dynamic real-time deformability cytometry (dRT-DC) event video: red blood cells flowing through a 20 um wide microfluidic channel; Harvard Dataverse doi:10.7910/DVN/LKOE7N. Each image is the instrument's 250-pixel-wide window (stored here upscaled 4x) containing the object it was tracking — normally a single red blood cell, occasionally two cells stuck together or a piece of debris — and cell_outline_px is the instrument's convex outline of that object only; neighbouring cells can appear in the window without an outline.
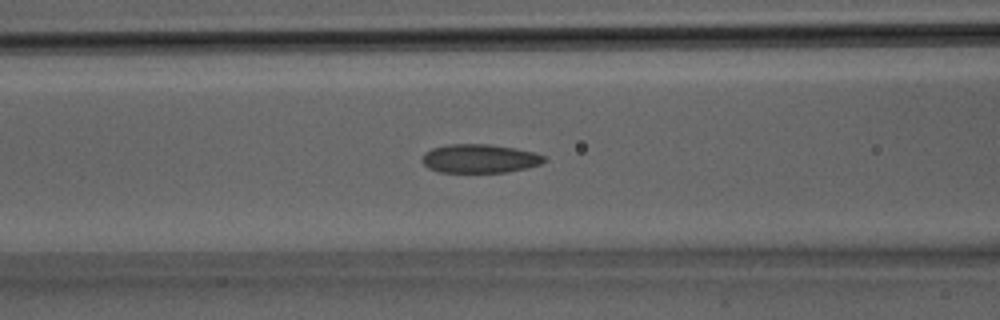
{"species": "Egyptian fruit bat (a non-hibernating species)", "species_latin": "Rousettus aegyptiacus", "temperature_condition": "room temperature", "stored_images_in_passage": 22, "camera_frame_rate_fps": 3000, "um_per_image_px": 0.085, "animal": {"sex": "male"}, "frame": {"image": 1, "passage_image": 13, "time_ms": 4.0, "image_size_px": [1000, 320], "cell_outline_px": [[548, 160], [540, 164], [528, 168], [504, 172], [440, 172], [428, 168], [424, 164], [424, 152], [432, 148], [448, 144], [488, 144], [536, 152], [548, 156]], "centroid_in_image_um": [40.83, 13.48], "position_along_channel_um": 125.8, "area_um2": 20.46}}